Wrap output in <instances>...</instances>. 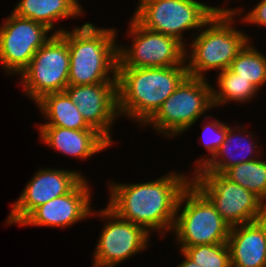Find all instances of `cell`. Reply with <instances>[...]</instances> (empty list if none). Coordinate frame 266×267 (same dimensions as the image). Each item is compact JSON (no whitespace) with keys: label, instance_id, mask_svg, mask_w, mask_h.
Instances as JSON below:
<instances>
[{"label":"cell","instance_id":"obj_1","mask_svg":"<svg viewBox=\"0 0 266 267\" xmlns=\"http://www.w3.org/2000/svg\"><path fill=\"white\" fill-rule=\"evenodd\" d=\"M182 173V174H180ZM170 171L153 181L107 184V206L120 218L143 227L148 233L161 237L171 232L179 197L191 182V174ZM189 176V178H188Z\"/></svg>","mask_w":266,"mask_h":267},{"label":"cell","instance_id":"obj_2","mask_svg":"<svg viewBox=\"0 0 266 267\" xmlns=\"http://www.w3.org/2000/svg\"><path fill=\"white\" fill-rule=\"evenodd\" d=\"M187 76L186 66L117 68L119 116L143 128Z\"/></svg>","mask_w":266,"mask_h":267},{"label":"cell","instance_id":"obj_3","mask_svg":"<svg viewBox=\"0 0 266 267\" xmlns=\"http://www.w3.org/2000/svg\"><path fill=\"white\" fill-rule=\"evenodd\" d=\"M67 31L69 85L117 82L118 31L93 23Z\"/></svg>","mask_w":266,"mask_h":267},{"label":"cell","instance_id":"obj_4","mask_svg":"<svg viewBox=\"0 0 266 267\" xmlns=\"http://www.w3.org/2000/svg\"><path fill=\"white\" fill-rule=\"evenodd\" d=\"M236 18L233 11L221 7L199 32L191 33L192 41L185 51L188 76L207 79L206 72H220L230 67L233 59L251 41L248 34L235 28Z\"/></svg>","mask_w":266,"mask_h":267},{"label":"cell","instance_id":"obj_5","mask_svg":"<svg viewBox=\"0 0 266 267\" xmlns=\"http://www.w3.org/2000/svg\"><path fill=\"white\" fill-rule=\"evenodd\" d=\"M208 81L187 76L143 125L144 128L151 127L161 136L174 138L190 130L202 116L203 120L212 118L214 115L206 114L207 111L214 109L212 84Z\"/></svg>","mask_w":266,"mask_h":267},{"label":"cell","instance_id":"obj_6","mask_svg":"<svg viewBox=\"0 0 266 267\" xmlns=\"http://www.w3.org/2000/svg\"><path fill=\"white\" fill-rule=\"evenodd\" d=\"M230 228L210 200L190 182L179 197L171 230L177 245L227 243Z\"/></svg>","mask_w":266,"mask_h":267},{"label":"cell","instance_id":"obj_7","mask_svg":"<svg viewBox=\"0 0 266 267\" xmlns=\"http://www.w3.org/2000/svg\"><path fill=\"white\" fill-rule=\"evenodd\" d=\"M198 0H139L133 17L145 28L175 37L185 46L184 32L200 30L221 7Z\"/></svg>","mask_w":266,"mask_h":267},{"label":"cell","instance_id":"obj_8","mask_svg":"<svg viewBox=\"0 0 266 267\" xmlns=\"http://www.w3.org/2000/svg\"><path fill=\"white\" fill-rule=\"evenodd\" d=\"M56 29L19 75L23 94L31 98L34 103L48 93L64 92L69 85L68 29L64 27Z\"/></svg>","mask_w":266,"mask_h":267},{"label":"cell","instance_id":"obj_9","mask_svg":"<svg viewBox=\"0 0 266 267\" xmlns=\"http://www.w3.org/2000/svg\"><path fill=\"white\" fill-rule=\"evenodd\" d=\"M127 35L131 44H118L117 68L186 66V46L175 37L143 27L133 16Z\"/></svg>","mask_w":266,"mask_h":267},{"label":"cell","instance_id":"obj_10","mask_svg":"<svg viewBox=\"0 0 266 267\" xmlns=\"http://www.w3.org/2000/svg\"><path fill=\"white\" fill-rule=\"evenodd\" d=\"M191 182L210 200L230 227L266 217V204L224 174L193 173Z\"/></svg>","mask_w":266,"mask_h":267},{"label":"cell","instance_id":"obj_11","mask_svg":"<svg viewBox=\"0 0 266 267\" xmlns=\"http://www.w3.org/2000/svg\"><path fill=\"white\" fill-rule=\"evenodd\" d=\"M91 216L106 219L93 252L92 267H116L148 248L151 234L120 218L108 206L92 210Z\"/></svg>","mask_w":266,"mask_h":267},{"label":"cell","instance_id":"obj_12","mask_svg":"<svg viewBox=\"0 0 266 267\" xmlns=\"http://www.w3.org/2000/svg\"><path fill=\"white\" fill-rule=\"evenodd\" d=\"M50 32L46 25L11 12L0 24V65L3 72L19 76L36 51L52 37L54 32Z\"/></svg>","mask_w":266,"mask_h":267},{"label":"cell","instance_id":"obj_13","mask_svg":"<svg viewBox=\"0 0 266 267\" xmlns=\"http://www.w3.org/2000/svg\"><path fill=\"white\" fill-rule=\"evenodd\" d=\"M84 177L79 170L39 168L11 205L5 224L20 225L37 207L66 195Z\"/></svg>","mask_w":266,"mask_h":267},{"label":"cell","instance_id":"obj_14","mask_svg":"<svg viewBox=\"0 0 266 267\" xmlns=\"http://www.w3.org/2000/svg\"><path fill=\"white\" fill-rule=\"evenodd\" d=\"M64 92L77 106L86 123L113 145L112 124L121 118L118 112L117 82L68 85Z\"/></svg>","mask_w":266,"mask_h":267},{"label":"cell","instance_id":"obj_15","mask_svg":"<svg viewBox=\"0 0 266 267\" xmlns=\"http://www.w3.org/2000/svg\"><path fill=\"white\" fill-rule=\"evenodd\" d=\"M84 177L69 193L37 207L19 226L67 228L91 217V184Z\"/></svg>","mask_w":266,"mask_h":267},{"label":"cell","instance_id":"obj_16","mask_svg":"<svg viewBox=\"0 0 266 267\" xmlns=\"http://www.w3.org/2000/svg\"><path fill=\"white\" fill-rule=\"evenodd\" d=\"M39 140L63 155L87 160L112 144L97 130H71L62 127H37Z\"/></svg>","mask_w":266,"mask_h":267},{"label":"cell","instance_id":"obj_17","mask_svg":"<svg viewBox=\"0 0 266 267\" xmlns=\"http://www.w3.org/2000/svg\"><path fill=\"white\" fill-rule=\"evenodd\" d=\"M227 245L232 267H266V217L231 227Z\"/></svg>","mask_w":266,"mask_h":267},{"label":"cell","instance_id":"obj_18","mask_svg":"<svg viewBox=\"0 0 266 267\" xmlns=\"http://www.w3.org/2000/svg\"><path fill=\"white\" fill-rule=\"evenodd\" d=\"M243 129L242 124L231 125L226 132L223 144L216 154L196 173L224 174L234 165L250 162L260 158V155L263 156V153L261 154L260 151L261 145L259 144L260 147H258V141L254 139L255 135H253V132L251 134L248 129Z\"/></svg>","mask_w":266,"mask_h":267},{"label":"cell","instance_id":"obj_19","mask_svg":"<svg viewBox=\"0 0 266 267\" xmlns=\"http://www.w3.org/2000/svg\"><path fill=\"white\" fill-rule=\"evenodd\" d=\"M81 4L78 0H19L12 13L40 22L54 30L57 21L75 19L85 14Z\"/></svg>","mask_w":266,"mask_h":267},{"label":"cell","instance_id":"obj_20","mask_svg":"<svg viewBox=\"0 0 266 267\" xmlns=\"http://www.w3.org/2000/svg\"><path fill=\"white\" fill-rule=\"evenodd\" d=\"M45 122L38 127H62L71 130H96L83 119L77 106L65 92L48 93L36 103Z\"/></svg>","mask_w":266,"mask_h":267},{"label":"cell","instance_id":"obj_21","mask_svg":"<svg viewBox=\"0 0 266 267\" xmlns=\"http://www.w3.org/2000/svg\"><path fill=\"white\" fill-rule=\"evenodd\" d=\"M217 88L212 85V102L214 109L227 103H249L258 95V89L249 80L239 77L229 68L217 73Z\"/></svg>","mask_w":266,"mask_h":267},{"label":"cell","instance_id":"obj_22","mask_svg":"<svg viewBox=\"0 0 266 267\" xmlns=\"http://www.w3.org/2000/svg\"><path fill=\"white\" fill-rule=\"evenodd\" d=\"M249 41L233 59L229 69L249 80L258 90L266 84V55Z\"/></svg>","mask_w":266,"mask_h":267},{"label":"cell","instance_id":"obj_23","mask_svg":"<svg viewBox=\"0 0 266 267\" xmlns=\"http://www.w3.org/2000/svg\"><path fill=\"white\" fill-rule=\"evenodd\" d=\"M224 175L253 192L266 204V160L257 158L229 168Z\"/></svg>","mask_w":266,"mask_h":267},{"label":"cell","instance_id":"obj_24","mask_svg":"<svg viewBox=\"0 0 266 267\" xmlns=\"http://www.w3.org/2000/svg\"><path fill=\"white\" fill-rule=\"evenodd\" d=\"M178 247L200 267H232L227 243Z\"/></svg>","mask_w":266,"mask_h":267},{"label":"cell","instance_id":"obj_25","mask_svg":"<svg viewBox=\"0 0 266 267\" xmlns=\"http://www.w3.org/2000/svg\"><path fill=\"white\" fill-rule=\"evenodd\" d=\"M204 122H206V120L204 121L201 120V124L203 123L202 125L203 131L201 133L200 141L202 142L201 144L204 146L206 151L209 153V156L200 157L199 160L197 159L196 162H194L196 163L194 164L195 170L193 169V171L191 170L189 172L191 173V175L201 170L204 167V165L213 158L217 150L223 144L226 132L228 128L231 126L229 124L228 125L225 124L218 118L209 122L207 121L205 124Z\"/></svg>","mask_w":266,"mask_h":267},{"label":"cell","instance_id":"obj_26","mask_svg":"<svg viewBox=\"0 0 266 267\" xmlns=\"http://www.w3.org/2000/svg\"><path fill=\"white\" fill-rule=\"evenodd\" d=\"M230 11H233L239 21L242 23L244 22L245 24H250V25H259L262 26L263 28H266V0H260L256 6H254L251 10H249L247 13L244 11L243 7L239 8H224ZM243 14V16H242ZM242 17V18H241Z\"/></svg>","mask_w":266,"mask_h":267},{"label":"cell","instance_id":"obj_27","mask_svg":"<svg viewBox=\"0 0 266 267\" xmlns=\"http://www.w3.org/2000/svg\"><path fill=\"white\" fill-rule=\"evenodd\" d=\"M180 255L183 256V259L181 263L177 265V267H200L198 264L194 263L191 259H189L182 251Z\"/></svg>","mask_w":266,"mask_h":267}]
</instances>
